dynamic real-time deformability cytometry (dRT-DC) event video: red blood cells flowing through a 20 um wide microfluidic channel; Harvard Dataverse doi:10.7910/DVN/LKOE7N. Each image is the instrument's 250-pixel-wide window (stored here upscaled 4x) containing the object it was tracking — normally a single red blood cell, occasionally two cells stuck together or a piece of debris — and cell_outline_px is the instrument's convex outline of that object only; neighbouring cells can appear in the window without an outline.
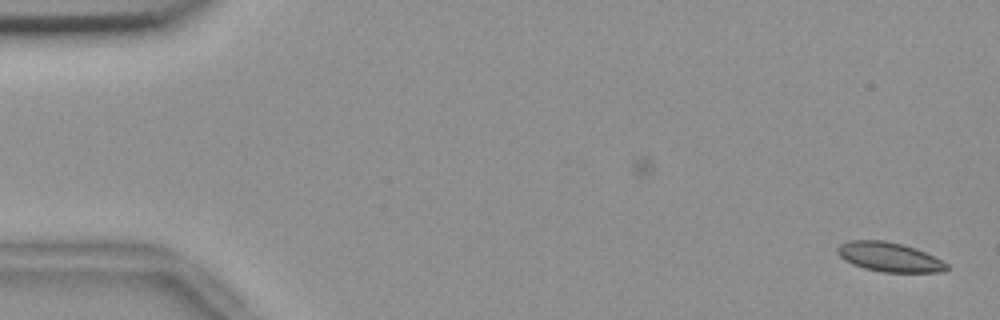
{"species": "common noctule bat (a hibernating species)", "species_latin": "Nyctalus noctula", "temperature_condition": "room temperature", "stored_images_in_passage": 51, "camera_frame_rate_fps": 3000, "um_per_image_px": 0.085, "animal": {"sex": "female", "body_mass_g": 18.4}, "frame": {"image": 1, "passage_image": 1, "time_ms": 0.0, "image_size_px": [1000, 320], "cell_outline_px": [[948, 268], [944, 272], [880, 272], [864, 268], [852, 264], [844, 260], [836, 252], [836, 248], [840, 244], [848, 240], [884, 240], [916, 248], [948, 264]], "centroid_in_image_um": [75.54, 21.85], "position_along_channel_um": 9.5, "area_um2": 18.67}}
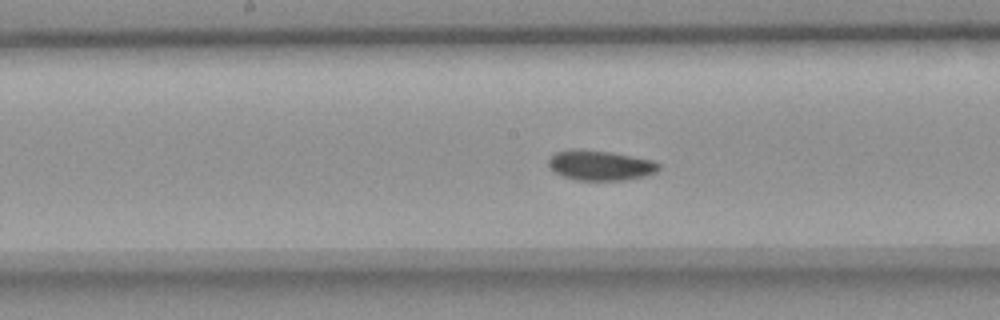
{"frame": {"image": 2, "passage_image": 28, "time_ms": 9.0, "image_size_px": [1000, 320], "cell_outline_px": [[660, 168], [656, 172], [644, 176], [624, 180], [576, 180], [564, 176], [556, 172], [548, 164], [548, 160], [556, 152], [572, 148], [576, 148], [608, 152], [632, 156], [652, 160], [660, 164]], "centroid_in_image_um": [51.03, 14.05], "position_along_channel_um": 197.2, "area_um2": 19.13}}
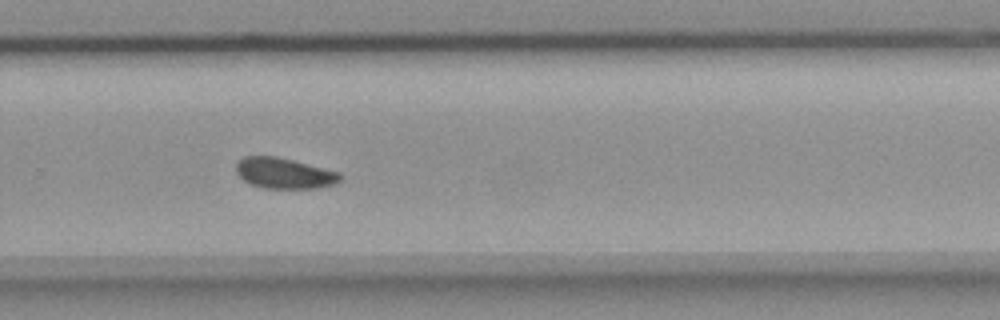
{"frame": {"image": 3, "passage_image": 37, "time_ms": 12.0, "image_size_px": [1000, 320], "cell_outline_px": [[344, 176], [336, 184], [320, 188], [264, 188], [252, 184], [244, 180], [236, 172], [236, 164], [244, 156], [276, 156], [340, 172]], "centroid_in_image_um": [24.2, 14.73], "position_along_channel_um": 305.6, "area_um2": 18.61}, "authors_computed_cell_mechanics": {"area_um2": 19.074, "velocity_mm_per_s": 3.6205, "shape_relaxation_time_tau1_ms": 7.1489, "shape_relaxation_time_tau2_ms": 4.8492, "deformation_change_tau1": 0.0985, "deformation_change_tau2": 0.0561}}